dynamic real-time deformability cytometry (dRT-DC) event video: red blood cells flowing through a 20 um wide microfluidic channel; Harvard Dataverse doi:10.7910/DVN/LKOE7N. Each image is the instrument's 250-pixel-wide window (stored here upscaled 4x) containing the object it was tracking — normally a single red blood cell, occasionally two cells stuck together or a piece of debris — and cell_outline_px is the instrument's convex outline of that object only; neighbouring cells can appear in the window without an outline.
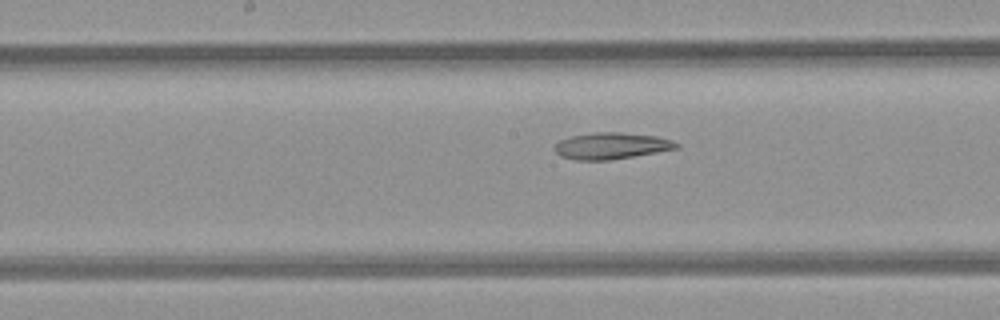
{"species": "common noctule bat (a hibernating species)", "species_latin": "Nyctalus noctula", "temperature_condition": "room temperature", "stored_images_in_passage": 8, "segment_of_instrument_passage": [2, 2], "camera_frame_rate_fps": 3000, "um_per_image_px": 0.085, "animal": {"sex": "female", "body_mass_g": 21.9}, "frame": {"image": 1, "passage_image": 8, "time_ms": 9.0, "image_size_px": [1000, 320], "cell_outline_px": [[680, 148], [608, 160], [576, 160], [560, 156], [556, 152], [556, 144], [560, 140], [572, 136], [592, 132], [620, 132], [656, 136], [672, 140], [680, 144]], "centroid_in_image_um": [51.99, 12.39], "position_along_channel_um": 196.2, "area_um2": 18.67}}